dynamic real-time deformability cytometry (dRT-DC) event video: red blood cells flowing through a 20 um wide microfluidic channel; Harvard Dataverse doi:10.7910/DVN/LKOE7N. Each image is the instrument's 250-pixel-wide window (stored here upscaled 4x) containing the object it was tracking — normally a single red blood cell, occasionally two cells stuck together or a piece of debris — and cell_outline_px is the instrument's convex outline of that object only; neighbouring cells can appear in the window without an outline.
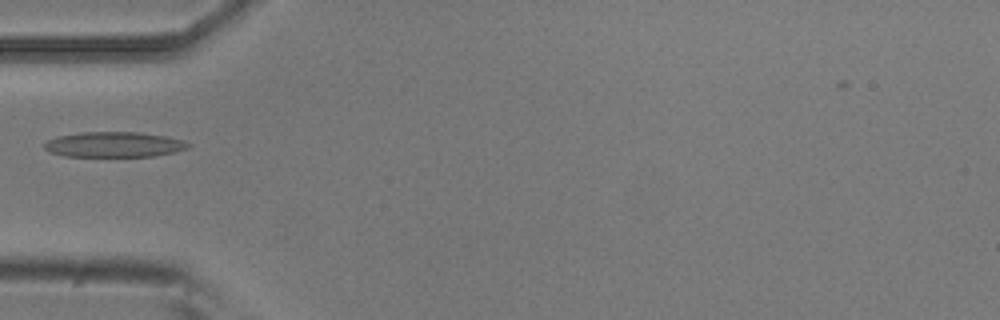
{"species": "common noctule bat (a hibernating species)", "species_latin": "Nyctalus noctula", "temperature_condition": "room temperature", "stored_images_in_passage": 2, "camera_frame_rate_fps": 3000, "um_per_image_px": 0.085, "animal": {"sex": "male", "body_mass_g": 20.5, "forearm_length_mm": 52.5}, "frame": {"image": 1, "passage_image": 1, "time_ms": 0.0, "image_size_px": [1000, 320], "cell_outline_px": [[192, 144], [188, 148], [176, 152], [152, 156], [64, 156], [48, 152], [44, 148], [44, 144], [48, 140], [56, 136], [80, 132], [140, 132], [168, 136], [184, 140]], "centroid_in_image_um": [9.71, 12.28], "position_along_channel_um": 75.3, "area_um2": 21.44}}
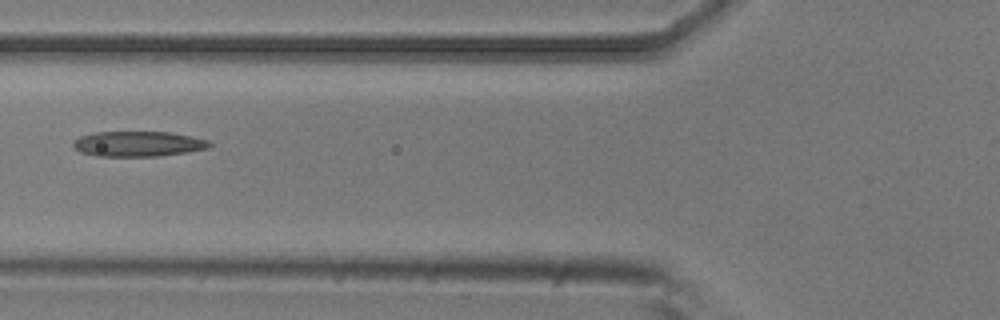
{"frame": {"image": 2, "passage_image": 2, "time_ms": 0.333, "image_size_px": [1000, 320], "cell_outline_px": [[212, 144], [208, 148], [188, 152], [160, 156], [96, 156], [80, 152], [72, 144], [72, 140], [80, 136], [92, 132], [168, 132], [192, 136], [208, 140]], "centroid_in_image_um": [11.72, 12.23], "position_along_channel_um": 114.1, "area_um2": 20.17}}